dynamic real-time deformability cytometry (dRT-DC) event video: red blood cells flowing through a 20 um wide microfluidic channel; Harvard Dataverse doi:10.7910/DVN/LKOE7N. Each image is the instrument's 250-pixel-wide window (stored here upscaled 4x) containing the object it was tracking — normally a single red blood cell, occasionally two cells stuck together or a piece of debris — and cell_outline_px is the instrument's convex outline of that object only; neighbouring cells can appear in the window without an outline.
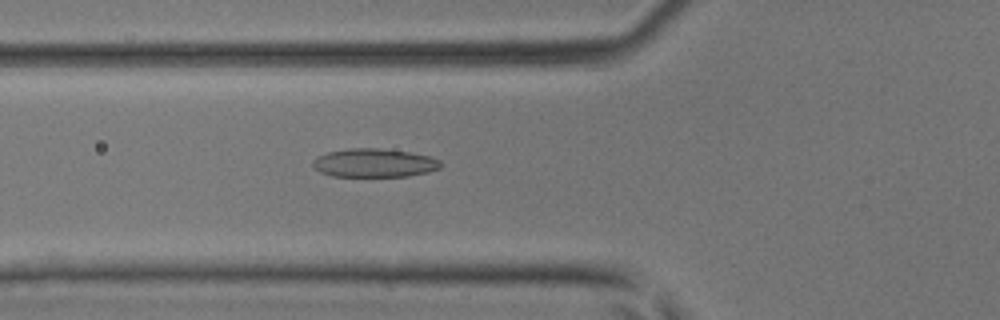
{"species": "common noctule bat (a hibernating species)", "species_latin": "Nyctalus noctula", "temperature_condition": "room temperature", "stored_images_in_passage": 36, "camera_frame_rate_fps": 3000, "um_per_image_px": 0.085, "animal": {"sex": "male", "body_mass_g": 17.9, "forearm_length_mm": 54.2}, "frame": {"image": 1, "passage_image": 7, "time_ms": 2.0, "image_size_px": [1000, 320], "cell_outline_px": [[440, 168], [428, 172], [408, 176], [332, 176], [320, 172], [312, 164], [312, 160], [316, 156], [328, 152], [348, 148], [376, 148], [408, 152], [428, 156], [440, 160]], "centroid_in_image_um": [31.77, 13.85], "position_along_channel_um": 94.0, "area_um2": 21.15}}
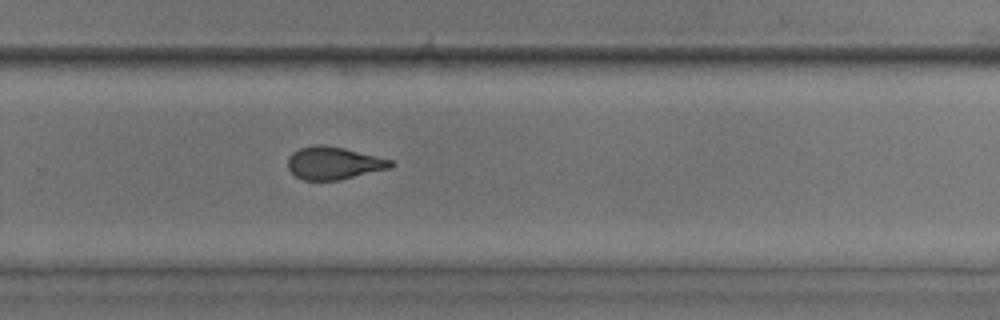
{"frame": {"image": 2, "passage_image": 21, "time_ms": 6.667, "image_size_px": [1000, 320], "cell_outline_px": [[396, 164], [392, 168], [340, 180], [304, 180], [296, 176], [288, 168], [288, 156], [292, 152], [300, 148], [316, 144], [324, 144], [344, 148], [392, 160]], "centroid_in_image_um": [28.38, 13.86], "position_along_channel_um": 301.4, "area_um2": 19.71}}
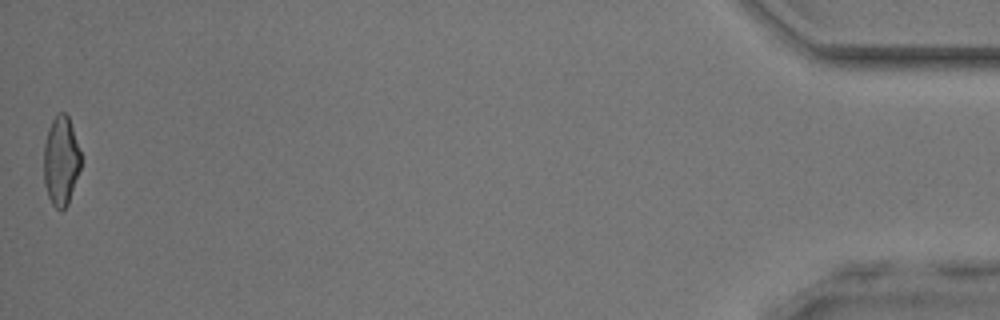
{"frame": {"image": 3, "passage_image": 36, "time_ms": 11.667, "image_size_px": [1000, 320], "cell_outline_px": [[80, 168], [68, 204], [60, 212], [52, 204], [48, 196], [44, 184], [44, 144], [48, 128], [52, 120], [60, 112], [64, 112], [68, 116], [80, 152]], "centroid_in_image_um": [5.16, 13.7], "position_along_channel_um": 430.0, "area_um2": 19.07}}